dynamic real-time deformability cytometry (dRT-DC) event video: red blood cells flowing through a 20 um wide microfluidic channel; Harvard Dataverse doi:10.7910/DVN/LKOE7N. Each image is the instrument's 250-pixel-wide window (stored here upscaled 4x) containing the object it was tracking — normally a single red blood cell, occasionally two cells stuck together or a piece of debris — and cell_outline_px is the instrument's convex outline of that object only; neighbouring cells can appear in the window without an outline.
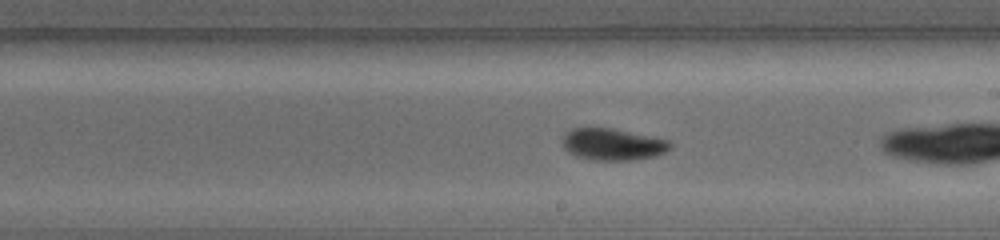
{"species": "common noctule bat (a hibernating species)", "species_latin": "Nyctalus noctula", "temperature_condition": "warm", "stored_images_in_passage": 12, "camera_frame_rate_fps": 5000, "um_per_image_px": 0.085, "animal": {"sex": "female", "body_mass_g": 19.0, "forearm_length_mm": 56.7}, "frame": {"image": 1, "passage_image": 9, "time_ms": 3.6, "image_size_px": [1000, 240], "cell_outline_px": [[672, 148], [656, 156], [632, 160], [592, 160], [576, 156], [568, 152], [564, 148], [560, 140], [564, 132], [572, 128], [612, 128], [672, 140]], "centroid_in_image_um": [52.07, 12.26], "position_along_channel_um": 236.9, "area_um2": 20.35}}